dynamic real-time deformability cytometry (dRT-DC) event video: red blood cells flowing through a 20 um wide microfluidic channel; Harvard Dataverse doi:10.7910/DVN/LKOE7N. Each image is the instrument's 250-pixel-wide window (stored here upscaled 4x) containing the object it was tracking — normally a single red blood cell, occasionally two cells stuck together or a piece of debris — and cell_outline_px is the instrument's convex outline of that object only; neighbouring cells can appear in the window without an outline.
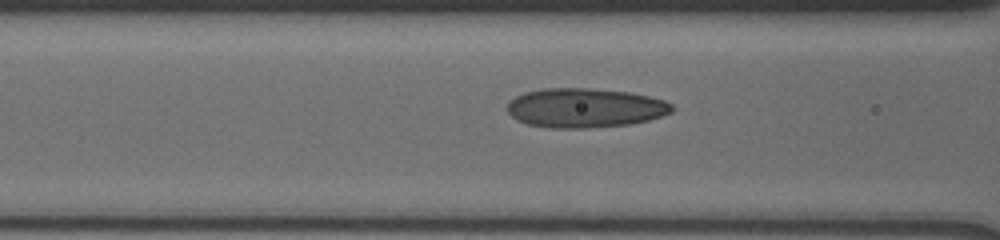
{"species": "human", "species_latin": "Homo sapiens", "temperature_condition": "cold", "stored_images_in_passage": 14, "camera_frame_rate_fps": 3000, "um_per_image_px": 0.085, "donor": {"sex": "male"}, "frame": {"image": 1, "passage_image": 9, "time_ms": 3.667, "image_size_px": [1000, 240], "cell_outline_px": [[672, 112], [648, 120], [628, 124], [588, 128], [548, 128], [528, 124], [516, 120], [508, 112], [508, 104], [516, 96], [524, 92], [544, 88], [588, 88], [628, 92], [648, 96], [664, 100], [672, 104]], "centroid_in_image_um": [49.7, 9.17], "position_along_channel_um": 116.9, "area_um2": 37.63}}
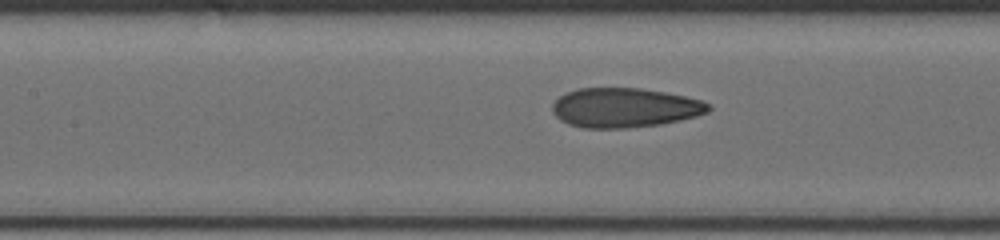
{"frame": {"image": 2, "passage_image": 12, "time_ms": 4.667, "image_size_px": [1000, 240], "cell_outline_px": [[712, 108], [708, 112], [696, 116], [680, 120], [660, 124], [624, 128], [584, 128], [568, 124], [560, 120], [552, 112], [552, 104], [560, 96], [568, 92], [580, 88], [640, 88], [664, 92], [684, 96], [700, 100], [708, 104]], "centroid_in_image_um": [53.08, 9.16], "position_along_channel_um": 154.3, "area_um2": 35.78}}